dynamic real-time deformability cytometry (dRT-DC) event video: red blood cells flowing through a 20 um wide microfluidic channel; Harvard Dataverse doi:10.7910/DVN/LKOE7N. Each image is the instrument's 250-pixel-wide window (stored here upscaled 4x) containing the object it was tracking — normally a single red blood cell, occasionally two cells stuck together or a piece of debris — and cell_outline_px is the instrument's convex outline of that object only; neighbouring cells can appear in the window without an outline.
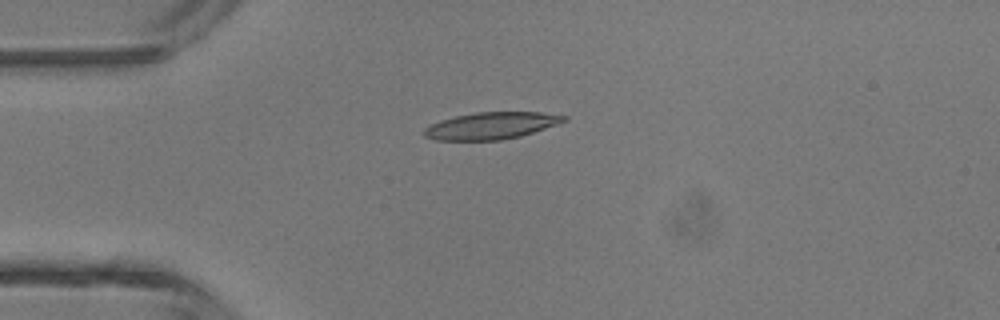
{"species": "common noctule bat (a hibernating species)", "species_latin": "Nyctalus noctula", "temperature_condition": "room temperature", "stored_images_in_passage": 1, "camera_frame_rate_fps": 3000, "um_per_image_px": 0.085, "animal": {"sex": "male", "body_mass_g": 13.3}, "frame": {"image": 1, "passage_image": 1, "time_ms": 0.0, "image_size_px": [1000, 320], "cell_outline_px": [[568, 120], [520, 136], [500, 140], [436, 140], [424, 136], [424, 128], [440, 120], [456, 116], [476, 112], [540, 112], [568, 116]], "centroid_in_image_um": [41.74, 10.68], "position_along_channel_um": 43.3, "area_um2": 21.73}}